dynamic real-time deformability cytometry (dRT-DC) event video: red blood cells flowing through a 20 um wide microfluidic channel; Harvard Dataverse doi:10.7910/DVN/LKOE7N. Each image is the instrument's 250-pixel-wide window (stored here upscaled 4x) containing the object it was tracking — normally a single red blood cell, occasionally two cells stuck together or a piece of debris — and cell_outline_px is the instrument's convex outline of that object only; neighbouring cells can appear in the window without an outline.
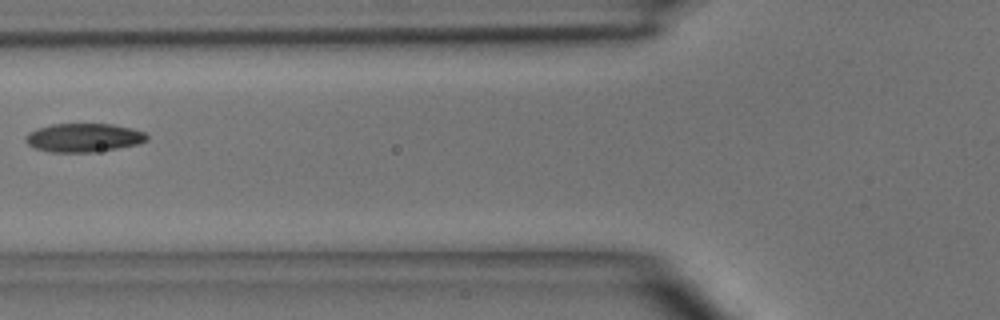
{"species": "common noctule bat (a hibernating species)", "species_latin": "Nyctalus noctula", "temperature_condition": "room temperature", "stored_images_in_passage": 6, "camera_frame_rate_fps": 3000, "um_per_image_px": 0.085, "animal": {"sex": "male", "body_mass_g": 15.6}, "frame": {"image": 1, "passage_image": 5, "time_ms": 5.333, "image_size_px": [1000, 320], "cell_outline_px": [[148, 140], [136, 144], [116, 148], [92, 152], [52, 152], [36, 148], [28, 144], [24, 140], [24, 136], [28, 132], [36, 128], [52, 124], [112, 124], [132, 128], [148, 132]], "centroid_in_image_um": [7.11, 11.69], "position_along_channel_um": 118.7, "area_um2": 20.29}}